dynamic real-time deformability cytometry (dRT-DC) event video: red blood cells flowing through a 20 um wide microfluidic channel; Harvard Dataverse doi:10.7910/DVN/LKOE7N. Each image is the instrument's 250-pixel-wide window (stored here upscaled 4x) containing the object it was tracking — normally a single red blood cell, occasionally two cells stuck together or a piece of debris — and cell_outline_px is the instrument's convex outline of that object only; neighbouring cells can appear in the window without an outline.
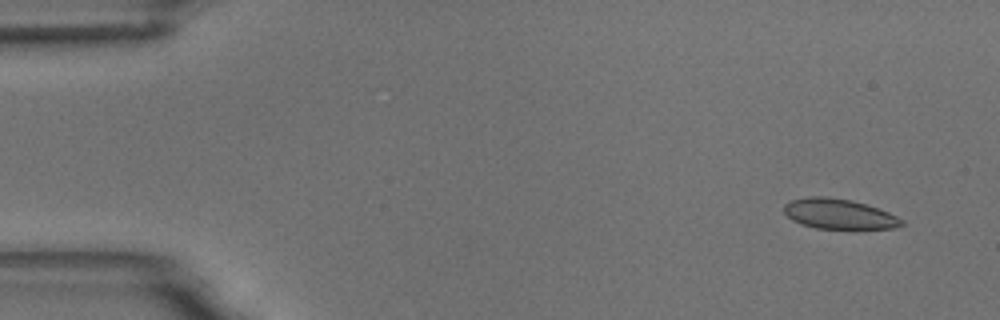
{"species": "common noctule bat (a hibernating species)", "species_latin": "Nyctalus noctula", "temperature_condition": "room temperature", "stored_images_in_passage": 8, "camera_frame_rate_fps": 3000, "um_per_image_px": 0.085, "animal": {"sex": "male", "body_mass_g": 18.8}, "frame": {"image": 1, "passage_image": 1, "time_ms": 0.0, "image_size_px": [1000, 320], "cell_outline_px": [[904, 224], [896, 228], [856, 232], [852, 232], [816, 228], [800, 224], [792, 220], [784, 212], [784, 204], [792, 200], [808, 196], [824, 196], [852, 200], [888, 212], [904, 220]], "centroid_in_image_um": [71.37, 18.25], "position_along_channel_um": 13.6, "area_um2": 21.68}}
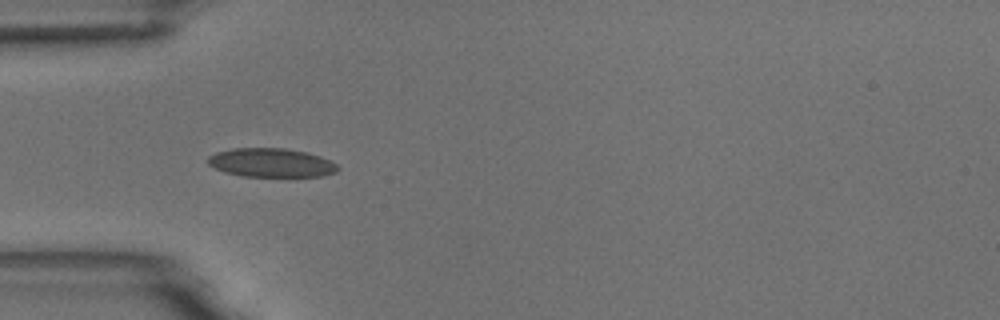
{"frame": {"image": 2, "passage_image": 5, "time_ms": 4.333, "image_size_px": [1000, 320], "cell_outline_px": [[340, 168], [336, 172], [324, 176], [244, 176], [224, 172], [208, 164], [208, 156], [216, 152], [232, 148], [284, 148], [308, 152], [320, 156], [336, 164]], "centroid_in_image_um": [23.06, 13.82], "position_along_channel_um": 61.9, "area_um2": 21.79}}